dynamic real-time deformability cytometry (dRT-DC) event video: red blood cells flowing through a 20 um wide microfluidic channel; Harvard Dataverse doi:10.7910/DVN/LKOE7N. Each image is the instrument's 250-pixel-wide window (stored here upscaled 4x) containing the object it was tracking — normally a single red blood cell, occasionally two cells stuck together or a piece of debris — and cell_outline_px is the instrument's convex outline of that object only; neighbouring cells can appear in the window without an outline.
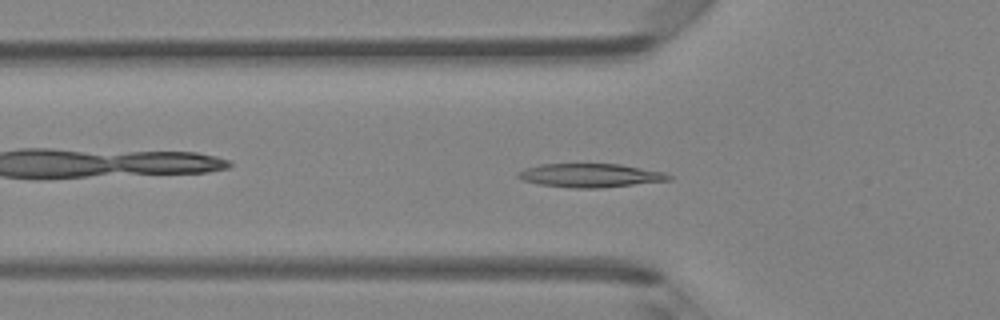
{"species": "Egyptian fruit bat (a non-hibernating species)", "species_latin": "Rousettus aegyptiacus", "temperature_condition": "room temperature", "stored_images_in_passage": 47, "camera_frame_rate_fps": 3000, "um_per_image_px": 0.085, "animal": {"sex": "female"}, "frame": {"image": 1, "passage_image": 15, "time_ms": 4.667, "image_size_px": [1000, 320], "cell_outline_px": [[672, 180], [600, 188], [572, 188], [540, 184], [524, 180], [516, 176], [516, 172], [524, 168], [540, 164], [620, 164], [664, 172], [672, 176]], "centroid_in_image_um": [50.17, 14.91], "position_along_channel_um": 75.6, "area_um2": 20.81}}
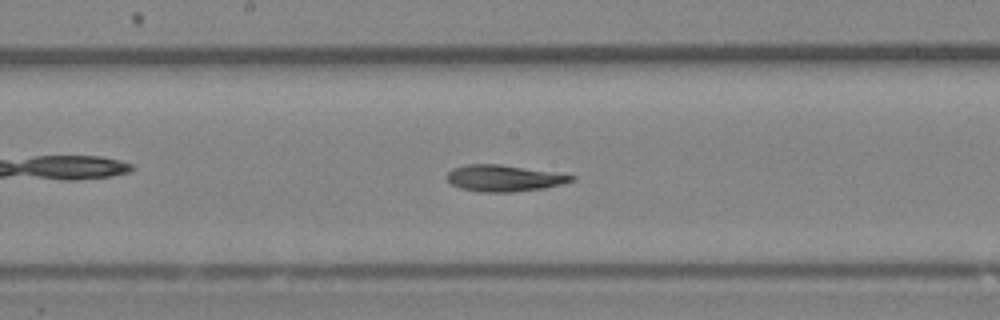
{"frame": {"image": 2, "passage_image": 24, "time_ms": 7.667, "image_size_px": [1000, 320], "cell_outline_px": [[576, 180], [544, 188], [512, 192], [476, 192], [460, 188], [452, 184], [444, 176], [452, 168], [468, 164], [500, 164], [576, 176]], "centroid_in_image_um": [42.78, 15.15], "position_along_channel_um": 205.4, "area_um2": 19.13}}
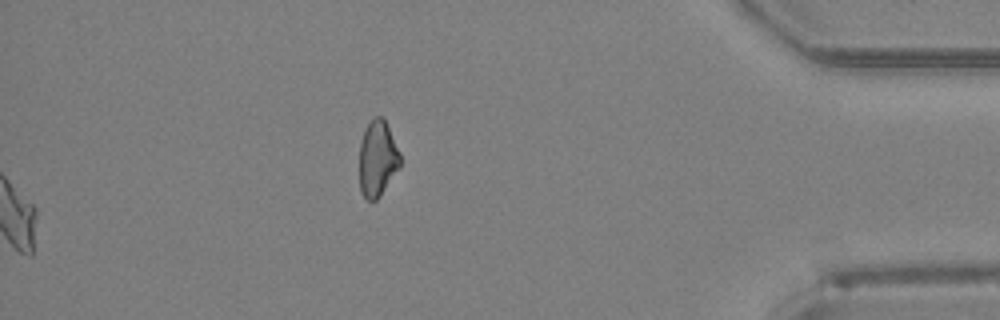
{"frame": {"image": 3, "passage_image": 47, "time_ms": 15.333, "image_size_px": [1000, 320], "cell_outline_px": [[400, 164], [380, 196], [376, 200], [368, 200], [360, 192], [360, 140], [372, 116], [380, 116], [384, 120], [400, 152]], "centroid_in_image_um": [32.07, 13.47], "position_along_channel_um": 403.1, "area_um2": 17.69}, "authors_computed_cell_mechanics": {"area_um2": 19.652, "velocity_mm_per_s": 4.3332, "shape_relaxation_time_tau1_ms": 6.5071, "shape_relaxation_time_tau2_ms": 6.1171, "deformation_change_tau1": 0.2134, "deformation_change_tau2": 0.1498}}